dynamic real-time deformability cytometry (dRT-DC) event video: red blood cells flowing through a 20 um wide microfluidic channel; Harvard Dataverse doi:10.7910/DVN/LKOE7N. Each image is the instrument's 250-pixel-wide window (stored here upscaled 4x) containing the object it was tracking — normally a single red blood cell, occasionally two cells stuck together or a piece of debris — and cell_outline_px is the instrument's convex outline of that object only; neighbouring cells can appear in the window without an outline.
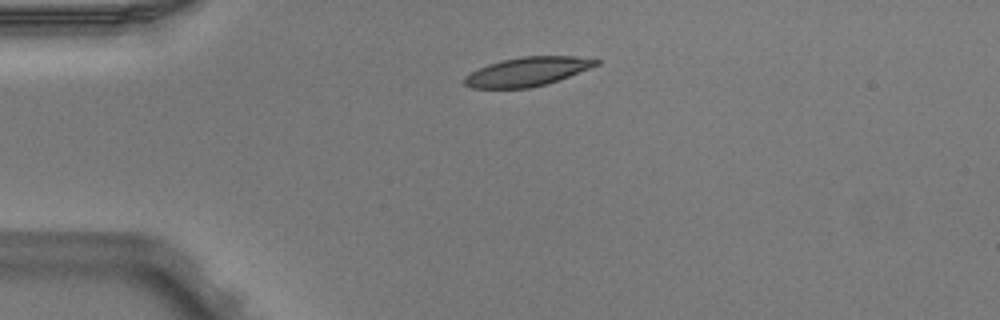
{"species": "Egyptian fruit bat (a non-hibernating species)", "species_latin": "Rousettus aegyptiacus", "temperature_condition": "warm", "stored_images_in_passage": 1, "camera_frame_rate_fps": 3000, "um_per_image_px": 0.085, "animal": {"sex": "male"}, "frame": {"image": 1, "passage_image": 1, "time_ms": 0.0, "image_size_px": [1000, 320], "cell_outline_px": [[600, 64], [548, 84], [528, 88], [472, 88], [464, 84], [464, 76], [488, 64], [500, 60], [524, 56], [576, 56], [600, 60]], "centroid_in_image_um": [44.83, 6.08], "position_along_channel_um": 40.2, "area_um2": 22.14}}